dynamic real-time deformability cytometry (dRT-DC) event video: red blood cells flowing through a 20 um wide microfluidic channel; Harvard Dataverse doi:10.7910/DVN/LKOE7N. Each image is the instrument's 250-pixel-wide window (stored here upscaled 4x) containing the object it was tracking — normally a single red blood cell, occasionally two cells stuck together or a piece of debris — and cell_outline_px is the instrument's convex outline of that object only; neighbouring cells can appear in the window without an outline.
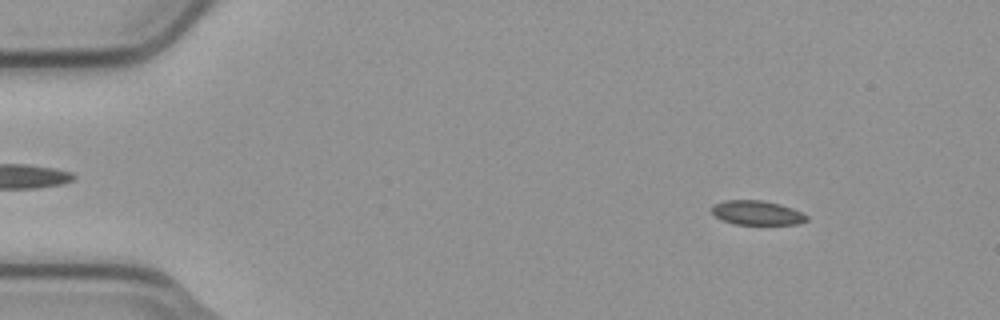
{"species": "common noctule bat (a hibernating species)", "species_latin": "Nyctalus noctula", "temperature_condition": "cold", "stored_images_in_passage": 5, "camera_frame_rate_fps": 3000, "um_per_image_px": 0.085, "animal": {"sex": "male", "body_mass_g": 23.1, "forearm_length_mm": 52.7}, "frame": {"image": 1, "passage_image": 2, "time_ms": 0.333, "image_size_px": [1000, 320], "cell_outline_px": [[808, 220], [800, 224], [736, 224], [720, 220], [712, 212], [712, 204], [724, 200], [760, 200], [780, 204], [792, 208], [808, 216]], "centroid_in_image_um": [64.33, 18.09], "position_along_channel_um": 20.7, "area_um2": 13.47}}
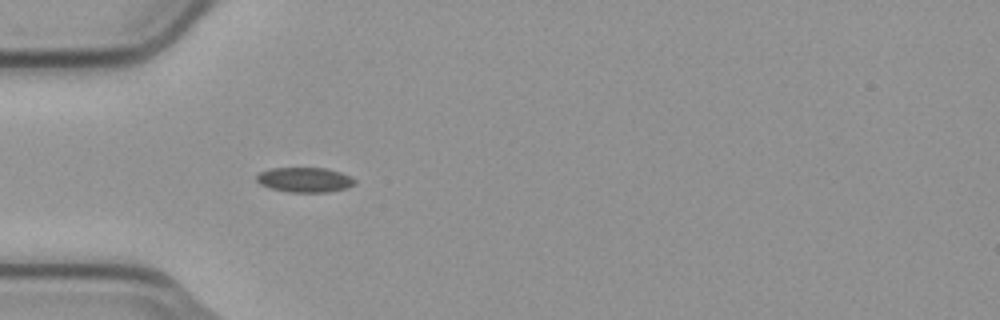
{"frame": {"image": 2, "passage_image": 5, "time_ms": 1.333, "image_size_px": [1000, 320], "cell_outline_px": [[356, 184], [348, 188], [328, 192], [288, 192], [272, 188], [260, 184], [256, 180], [256, 176], [260, 172], [272, 168], [324, 168], [340, 172], [352, 176], [356, 180]], "centroid_in_image_um": [25.95, 15.28], "position_along_channel_um": 59.1, "area_um2": 14.28}}